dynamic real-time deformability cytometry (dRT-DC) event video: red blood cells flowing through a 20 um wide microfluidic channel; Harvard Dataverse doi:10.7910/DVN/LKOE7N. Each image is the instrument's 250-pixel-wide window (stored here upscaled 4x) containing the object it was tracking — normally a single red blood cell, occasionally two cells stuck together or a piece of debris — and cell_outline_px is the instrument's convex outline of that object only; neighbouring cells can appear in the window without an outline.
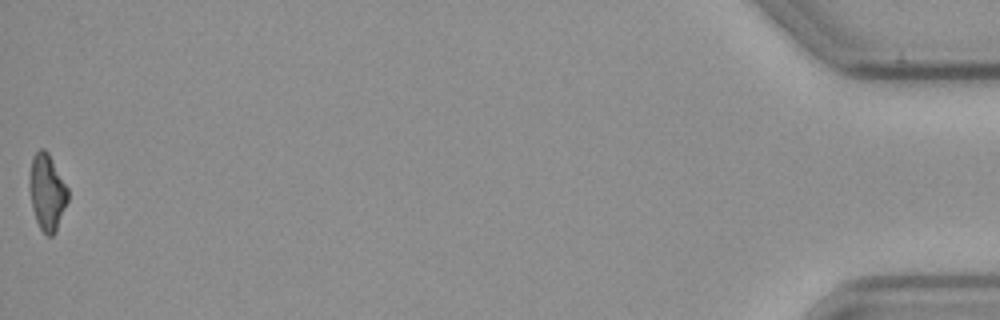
{"species": "common noctule bat (a hibernating species)", "species_latin": "Nyctalus noctula", "temperature_condition": "cold", "stored_images_in_passage": 42, "camera_frame_rate_fps": 3000, "um_per_image_px": 0.085, "animal": {"sex": "male", "body_mass_g": 23.1, "forearm_length_mm": 52.7}, "frame": {"image": 1, "passage_image": 42, "time_ms": 13.667, "image_size_px": [1000, 320], "cell_outline_px": [[68, 200], [56, 232], [52, 236], [48, 236], [40, 228], [36, 220], [32, 208], [28, 180], [32, 156], [40, 148], [44, 148], [48, 152], [68, 188]], "centroid_in_image_um": [3.99, 16.32], "position_along_channel_um": 431.2, "area_um2": 17.17}, "authors_computed_cell_mechanics": {"area_um2": 18.3226, "velocity_mm_per_s": 3.5902, "shape_relaxation_time_tau1_ms": 7.2591, "shape_relaxation_time_tau2_ms": null, "deformation_change_tau1": 0.165, "deformation_change_tau2": null}}